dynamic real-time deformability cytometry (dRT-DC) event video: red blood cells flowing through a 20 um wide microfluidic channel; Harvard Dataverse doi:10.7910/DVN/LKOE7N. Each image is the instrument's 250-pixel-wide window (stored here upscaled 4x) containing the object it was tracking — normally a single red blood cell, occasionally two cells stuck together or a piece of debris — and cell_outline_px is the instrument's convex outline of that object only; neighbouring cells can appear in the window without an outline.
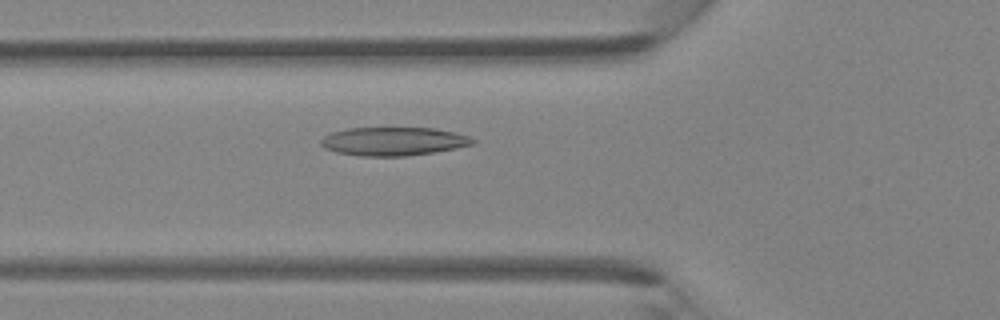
{"species": "Egyptian fruit bat (a non-hibernating species)", "species_latin": "Rousettus aegyptiacus", "temperature_condition": "room temperature", "stored_images_in_passage": 46, "camera_frame_rate_fps": 3000, "um_per_image_px": 0.085, "animal": {"sex": "female"}, "frame": {"image": 1, "passage_image": 17, "time_ms": 5.333, "image_size_px": [1000, 320], "cell_outline_px": [[476, 144], [456, 148], [432, 152], [404, 156], [360, 156], [336, 152], [324, 148], [320, 144], [320, 140], [324, 136], [332, 132], [348, 128], [432, 128], [456, 132], [468, 136], [476, 140]], "centroid_in_image_um": [33.44, 12.01], "position_along_channel_um": 92.4, "area_um2": 25.2}}
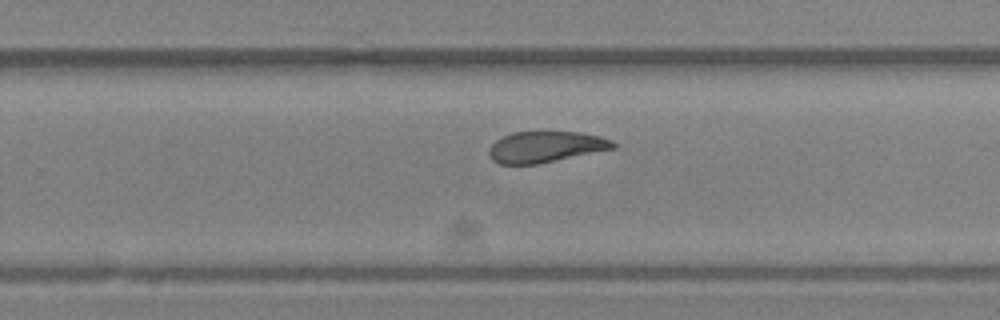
{"frame": {"image": 2, "passage_image": 30, "time_ms": 9.667, "image_size_px": [1000, 320], "cell_outline_px": [[616, 148], [540, 164], [500, 164], [492, 160], [488, 152], [492, 144], [496, 140], [512, 132], [548, 128], [580, 132], [600, 136], [612, 140], [616, 144]], "centroid_in_image_um": [46.4, 12.43], "position_along_channel_um": 283.4, "area_um2": 23.52}}
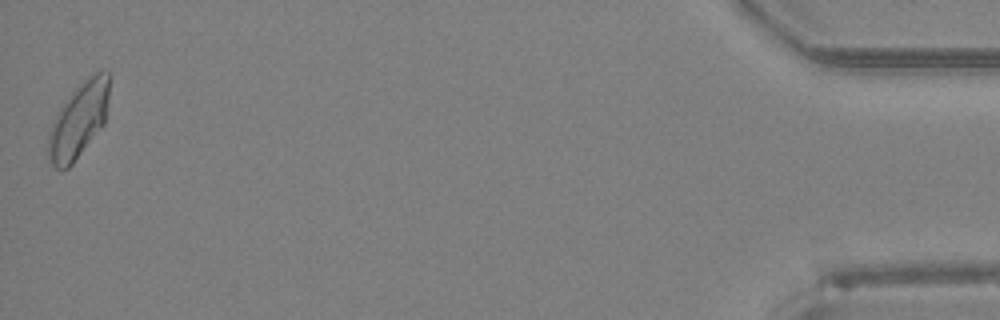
{"frame": {"image": 3, "passage_image": 46, "time_ms": 15.0, "image_size_px": [1000, 320], "cell_outline_px": [[108, 96], [104, 124], [72, 164], [68, 168], [60, 172], [52, 164], [48, 156], [48, 132], [60, 108], [72, 92], [88, 76], [96, 72], [108, 72]], "centroid_in_image_um": [6.66, 10.26], "position_along_channel_um": 428.5, "area_um2": 26.13}}